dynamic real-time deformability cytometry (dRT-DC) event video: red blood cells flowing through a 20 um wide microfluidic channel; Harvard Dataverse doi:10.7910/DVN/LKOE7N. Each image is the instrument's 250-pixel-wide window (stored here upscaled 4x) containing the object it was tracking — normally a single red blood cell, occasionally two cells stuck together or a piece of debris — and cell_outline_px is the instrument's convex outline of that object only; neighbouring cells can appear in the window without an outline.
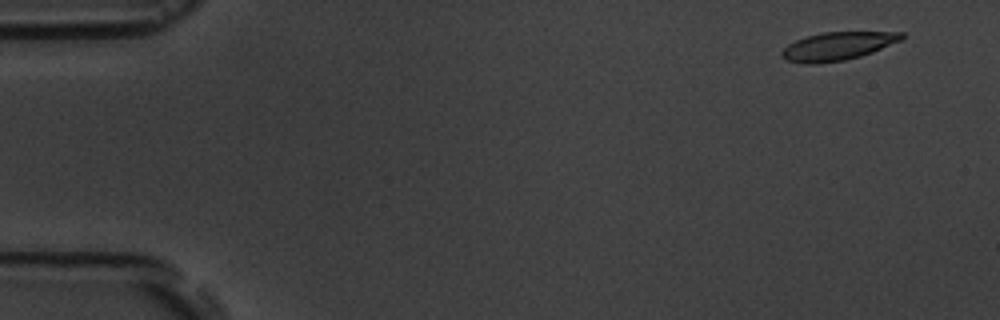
{"species": "common noctule bat (a hibernating species)", "species_latin": "Nyctalus noctula", "temperature_condition": "room temperature", "stored_images_in_passage": 6, "camera_frame_rate_fps": 3000, "um_per_image_px": 0.085, "animal": {"sex": "male", "body_mass_g": 19.5, "forearm_length_mm": 54.6}, "frame": {"image": 1, "passage_image": 1, "time_ms": 0.0, "image_size_px": [1000, 320], "cell_outline_px": [[908, 36], [904, 40], [872, 52], [860, 56], [844, 60], [816, 64], [804, 64], [784, 60], [780, 56], [780, 52], [788, 44], [804, 36], [820, 32], [904, 32]], "centroid_in_image_um": [71.2, 3.92], "position_along_channel_um": 13.8, "area_um2": 20.11}}
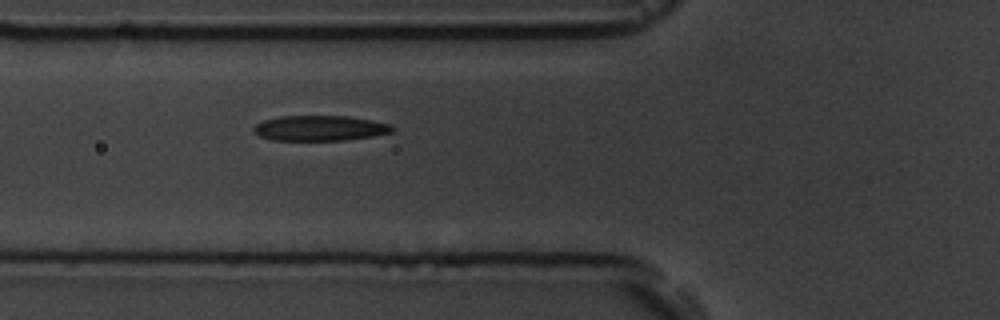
{"frame": {"image": 2, "passage_image": 6, "time_ms": 5.667, "image_size_px": [1000, 320], "cell_outline_px": [[396, 128], [392, 132], [372, 136], [344, 140], [272, 140], [260, 136], [252, 128], [256, 124], [264, 120], [280, 116], [348, 116], [372, 120], [392, 124]], "centroid_in_image_um": [27.23, 10.89], "position_along_channel_um": 98.6, "area_um2": 20.4}}